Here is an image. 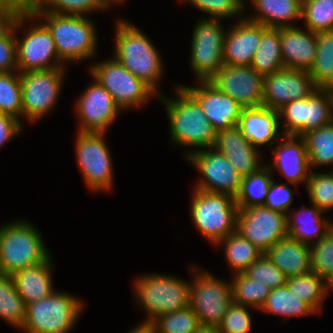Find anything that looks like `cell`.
I'll return each mask as SVG.
<instances>
[{
	"mask_svg": "<svg viewBox=\"0 0 333 333\" xmlns=\"http://www.w3.org/2000/svg\"><path fill=\"white\" fill-rule=\"evenodd\" d=\"M129 333H155V329L152 322L145 321L141 326L133 329V331Z\"/></svg>",
	"mask_w": 333,
	"mask_h": 333,
	"instance_id": "cell-53",
	"label": "cell"
},
{
	"mask_svg": "<svg viewBox=\"0 0 333 333\" xmlns=\"http://www.w3.org/2000/svg\"><path fill=\"white\" fill-rule=\"evenodd\" d=\"M13 72H0V113L18 119L22 115L21 78Z\"/></svg>",
	"mask_w": 333,
	"mask_h": 333,
	"instance_id": "cell-42",
	"label": "cell"
},
{
	"mask_svg": "<svg viewBox=\"0 0 333 333\" xmlns=\"http://www.w3.org/2000/svg\"><path fill=\"white\" fill-rule=\"evenodd\" d=\"M26 316V304L15 288L11 275L0 274V317L22 328Z\"/></svg>",
	"mask_w": 333,
	"mask_h": 333,
	"instance_id": "cell-36",
	"label": "cell"
},
{
	"mask_svg": "<svg viewBox=\"0 0 333 333\" xmlns=\"http://www.w3.org/2000/svg\"><path fill=\"white\" fill-rule=\"evenodd\" d=\"M312 272L328 281L333 276V228L310 248Z\"/></svg>",
	"mask_w": 333,
	"mask_h": 333,
	"instance_id": "cell-43",
	"label": "cell"
},
{
	"mask_svg": "<svg viewBox=\"0 0 333 333\" xmlns=\"http://www.w3.org/2000/svg\"><path fill=\"white\" fill-rule=\"evenodd\" d=\"M209 81L222 93L236 100L243 108L262 106L263 76L250 65L224 64Z\"/></svg>",
	"mask_w": 333,
	"mask_h": 333,
	"instance_id": "cell-16",
	"label": "cell"
},
{
	"mask_svg": "<svg viewBox=\"0 0 333 333\" xmlns=\"http://www.w3.org/2000/svg\"><path fill=\"white\" fill-rule=\"evenodd\" d=\"M22 39L20 42L16 40L17 69L21 70V73L63 68L62 65L50 62L55 57L56 62L61 59L51 33L44 24L35 25Z\"/></svg>",
	"mask_w": 333,
	"mask_h": 333,
	"instance_id": "cell-18",
	"label": "cell"
},
{
	"mask_svg": "<svg viewBox=\"0 0 333 333\" xmlns=\"http://www.w3.org/2000/svg\"><path fill=\"white\" fill-rule=\"evenodd\" d=\"M80 97L76 104L82 122L79 132L105 133L120 110L112 95L95 80Z\"/></svg>",
	"mask_w": 333,
	"mask_h": 333,
	"instance_id": "cell-20",
	"label": "cell"
},
{
	"mask_svg": "<svg viewBox=\"0 0 333 333\" xmlns=\"http://www.w3.org/2000/svg\"><path fill=\"white\" fill-rule=\"evenodd\" d=\"M244 273L251 279L264 283L271 289L285 286L287 282L285 274L265 254L252 263Z\"/></svg>",
	"mask_w": 333,
	"mask_h": 333,
	"instance_id": "cell-46",
	"label": "cell"
},
{
	"mask_svg": "<svg viewBox=\"0 0 333 333\" xmlns=\"http://www.w3.org/2000/svg\"><path fill=\"white\" fill-rule=\"evenodd\" d=\"M80 302L68 294L53 292L26 305L22 328L27 333H67L81 311Z\"/></svg>",
	"mask_w": 333,
	"mask_h": 333,
	"instance_id": "cell-6",
	"label": "cell"
},
{
	"mask_svg": "<svg viewBox=\"0 0 333 333\" xmlns=\"http://www.w3.org/2000/svg\"><path fill=\"white\" fill-rule=\"evenodd\" d=\"M262 37V24L241 20L225 34L223 61L226 65L249 66Z\"/></svg>",
	"mask_w": 333,
	"mask_h": 333,
	"instance_id": "cell-22",
	"label": "cell"
},
{
	"mask_svg": "<svg viewBox=\"0 0 333 333\" xmlns=\"http://www.w3.org/2000/svg\"><path fill=\"white\" fill-rule=\"evenodd\" d=\"M40 234L32 225L18 221L0 228V274L12 275L37 265L49 256Z\"/></svg>",
	"mask_w": 333,
	"mask_h": 333,
	"instance_id": "cell-4",
	"label": "cell"
},
{
	"mask_svg": "<svg viewBox=\"0 0 333 333\" xmlns=\"http://www.w3.org/2000/svg\"><path fill=\"white\" fill-rule=\"evenodd\" d=\"M34 17H46L45 26L55 42L62 60H81L95 53L97 36L92 22L82 15H61L47 11H31Z\"/></svg>",
	"mask_w": 333,
	"mask_h": 333,
	"instance_id": "cell-3",
	"label": "cell"
},
{
	"mask_svg": "<svg viewBox=\"0 0 333 333\" xmlns=\"http://www.w3.org/2000/svg\"><path fill=\"white\" fill-rule=\"evenodd\" d=\"M115 38V59L156 92V79L161 76L162 63L151 41L125 21L118 22Z\"/></svg>",
	"mask_w": 333,
	"mask_h": 333,
	"instance_id": "cell-1",
	"label": "cell"
},
{
	"mask_svg": "<svg viewBox=\"0 0 333 333\" xmlns=\"http://www.w3.org/2000/svg\"><path fill=\"white\" fill-rule=\"evenodd\" d=\"M224 241L227 262L237 273H244L247 268L264 253L235 231L218 243Z\"/></svg>",
	"mask_w": 333,
	"mask_h": 333,
	"instance_id": "cell-34",
	"label": "cell"
},
{
	"mask_svg": "<svg viewBox=\"0 0 333 333\" xmlns=\"http://www.w3.org/2000/svg\"><path fill=\"white\" fill-rule=\"evenodd\" d=\"M45 3L50 7L52 6L53 9L49 7L47 10ZM106 7H108V4L105 0H40L30 11H47L61 15H81L91 10Z\"/></svg>",
	"mask_w": 333,
	"mask_h": 333,
	"instance_id": "cell-44",
	"label": "cell"
},
{
	"mask_svg": "<svg viewBox=\"0 0 333 333\" xmlns=\"http://www.w3.org/2000/svg\"><path fill=\"white\" fill-rule=\"evenodd\" d=\"M310 247L288 235L275 243L265 255L289 278L312 271Z\"/></svg>",
	"mask_w": 333,
	"mask_h": 333,
	"instance_id": "cell-24",
	"label": "cell"
},
{
	"mask_svg": "<svg viewBox=\"0 0 333 333\" xmlns=\"http://www.w3.org/2000/svg\"><path fill=\"white\" fill-rule=\"evenodd\" d=\"M13 10L0 0V28L9 20Z\"/></svg>",
	"mask_w": 333,
	"mask_h": 333,
	"instance_id": "cell-52",
	"label": "cell"
},
{
	"mask_svg": "<svg viewBox=\"0 0 333 333\" xmlns=\"http://www.w3.org/2000/svg\"><path fill=\"white\" fill-rule=\"evenodd\" d=\"M279 111L266 107L243 108L238 127L243 135L256 147L278 139Z\"/></svg>",
	"mask_w": 333,
	"mask_h": 333,
	"instance_id": "cell-25",
	"label": "cell"
},
{
	"mask_svg": "<svg viewBox=\"0 0 333 333\" xmlns=\"http://www.w3.org/2000/svg\"><path fill=\"white\" fill-rule=\"evenodd\" d=\"M287 216L264 206L240 209L236 231L265 254L275 243L288 236Z\"/></svg>",
	"mask_w": 333,
	"mask_h": 333,
	"instance_id": "cell-9",
	"label": "cell"
},
{
	"mask_svg": "<svg viewBox=\"0 0 333 333\" xmlns=\"http://www.w3.org/2000/svg\"><path fill=\"white\" fill-rule=\"evenodd\" d=\"M50 258L45 261L14 272L11 276L15 288L26 305L37 302L55 290L51 284Z\"/></svg>",
	"mask_w": 333,
	"mask_h": 333,
	"instance_id": "cell-27",
	"label": "cell"
},
{
	"mask_svg": "<svg viewBox=\"0 0 333 333\" xmlns=\"http://www.w3.org/2000/svg\"><path fill=\"white\" fill-rule=\"evenodd\" d=\"M105 1H106V2H107V4L109 5V4H110V2H112V1H113V2H114V1H116V2H117V1L119 2V1H120V2H121V1H123V0H112V1H111V0H105Z\"/></svg>",
	"mask_w": 333,
	"mask_h": 333,
	"instance_id": "cell-56",
	"label": "cell"
},
{
	"mask_svg": "<svg viewBox=\"0 0 333 333\" xmlns=\"http://www.w3.org/2000/svg\"><path fill=\"white\" fill-rule=\"evenodd\" d=\"M33 17L30 10H13L9 20L0 28V72H11V69L17 68L16 37L13 32L24 20Z\"/></svg>",
	"mask_w": 333,
	"mask_h": 333,
	"instance_id": "cell-33",
	"label": "cell"
},
{
	"mask_svg": "<svg viewBox=\"0 0 333 333\" xmlns=\"http://www.w3.org/2000/svg\"><path fill=\"white\" fill-rule=\"evenodd\" d=\"M194 193L191 203L192 217L205 237L218 244L236 231L238 206L235 198L198 189Z\"/></svg>",
	"mask_w": 333,
	"mask_h": 333,
	"instance_id": "cell-5",
	"label": "cell"
},
{
	"mask_svg": "<svg viewBox=\"0 0 333 333\" xmlns=\"http://www.w3.org/2000/svg\"><path fill=\"white\" fill-rule=\"evenodd\" d=\"M199 10L212 15V19L230 17L239 14L244 5L239 0H188Z\"/></svg>",
	"mask_w": 333,
	"mask_h": 333,
	"instance_id": "cell-48",
	"label": "cell"
},
{
	"mask_svg": "<svg viewBox=\"0 0 333 333\" xmlns=\"http://www.w3.org/2000/svg\"><path fill=\"white\" fill-rule=\"evenodd\" d=\"M176 90L180 96L178 100L164 99L173 142L212 149L217 132L202 107L183 87L179 86Z\"/></svg>",
	"mask_w": 333,
	"mask_h": 333,
	"instance_id": "cell-2",
	"label": "cell"
},
{
	"mask_svg": "<svg viewBox=\"0 0 333 333\" xmlns=\"http://www.w3.org/2000/svg\"><path fill=\"white\" fill-rule=\"evenodd\" d=\"M312 208L314 209L306 210L305 208L301 207V210L295 214V217L292 216L293 217L292 221L290 220L292 218H290V216H287L288 235L291 238L296 239L308 246H310L308 242L309 239H312L314 235L318 234L319 237H317L318 238L317 240H319L330 229L333 228V224H329L324 219L322 220L321 212L323 211H321L316 205H313ZM303 215H305V217ZM307 215H309V217ZM320 229L324 230L320 231Z\"/></svg>",
	"mask_w": 333,
	"mask_h": 333,
	"instance_id": "cell-30",
	"label": "cell"
},
{
	"mask_svg": "<svg viewBox=\"0 0 333 333\" xmlns=\"http://www.w3.org/2000/svg\"><path fill=\"white\" fill-rule=\"evenodd\" d=\"M309 198L321 211L333 208V175L310 173L306 182Z\"/></svg>",
	"mask_w": 333,
	"mask_h": 333,
	"instance_id": "cell-45",
	"label": "cell"
},
{
	"mask_svg": "<svg viewBox=\"0 0 333 333\" xmlns=\"http://www.w3.org/2000/svg\"><path fill=\"white\" fill-rule=\"evenodd\" d=\"M316 33L333 30V0H302V19Z\"/></svg>",
	"mask_w": 333,
	"mask_h": 333,
	"instance_id": "cell-41",
	"label": "cell"
},
{
	"mask_svg": "<svg viewBox=\"0 0 333 333\" xmlns=\"http://www.w3.org/2000/svg\"><path fill=\"white\" fill-rule=\"evenodd\" d=\"M250 66L262 76L270 75L284 68L280 27L268 28L262 25V37Z\"/></svg>",
	"mask_w": 333,
	"mask_h": 333,
	"instance_id": "cell-29",
	"label": "cell"
},
{
	"mask_svg": "<svg viewBox=\"0 0 333 333\" xmlns=\"http://www.w3.org/2000/svg\"><path fill=\"white\" fill-rule=\"evenodd\" d=\"M91 73L94 80L112 95L120 109L139 106L149 98L150 94L155 93L115 58L92 66Z\"/></svg>",
	"mask_w": 333,
	"mask_h": 333,
	"instance_id": "cell-11",
	"label": "cell"
},
{
	"mask_svg": "<svg viewBox=\"0 0 333 333\" xmlns=\"http://www.w3.org/2000/svg\"><path fill=\"white\" fill-rule=\"evenodd\" d=\"M261 309L286 317L315 312L307 303L291 293L287 285L272 289Z\"/></svg>",
	"mask_w": 333,
	"mask_h": 333,
	"instance_id": "cell-37",
	"label": "cell"
},
{
	"mask_svg": "<svg viewBox=\"0 0 333 333\" xmlns=\"http://www.w3.org/2000/svg\"><path fill=\"white\" fill-rule=\"evenodd\" d=\"M21 130V124L17 118L0 113V146Z\"/></svg>",
	"mask_w": 333,
	"mask_h": 333,
	"instance_id": "cell-50",
	"label": "cell"
},
{
	"mask_svg": "<svg viewBox=\"0 0 333 333\" xmlns=\"http://www.w3.org/2000/svg\"><path fill=\"white\" fill-rule=\"evenodd\" d=\"M325 280L315 272L287 278L286 285L291 293L307 303L315 312L319 311L320 304L328 291Z\"/></svg>",
	"mask_w": 333,
	"mask_h": 333,
	"instance_id": "cell-35",
	"label": "cell"
},
{
	"mask_svg": "<svg viewBox=\"0 0 333 333\" xmlns=\"http://www.w3.org/2000/svg\"><path fill=\"white\" fill-rule=\"evenodd\" d=\"M233 302L261 308L271 292V288L258 280L251 279L245 273L235 274L231 284Z\"/></svg>",
	"mask_w": 333,
	"mask_h": 333,
	"instance_id": "cell-39",
	"label": "cell"
},
{
	"mask_svg": "<svg viewBox=\"0 0 333 333\" xmlns=\"http://www.w3.org/2000/svg\"><path fill=\"white\" fill-rule=\"evenodd\" d=\"M135 290L152 322L165 313L189 307L190 285L166 275L143 276L135 283Z\"/></svg>",
	"mask_w": 333,
	"mask_h": 333,
	"instance_id": "cell-8",
	"label": "cell"
},
{
	"mask_svg": "<svg viewBox=\"0 0 333 333\" xmlns=\"http://www.w3.org/2000/svg\"><path fill=\"white\" fill-rule=\"evenodd\" d=\"M286 142L277 147L274 165L285 175L288 182L297 184L299 181L309 180L310 174L307 170L310 168L309 157L307 153L306 143L303 137L299 138L300 143L294 135H285Z\"/></svg>",
	"mask_w": 333,
	"mask_h": 333,
	"instance_id": "cell-26",
	"label": "cell"
},
{
	"mask_svg": "<svg viewBox=\"0 0 333 333\" xmlns=\"http://www.w3.org/2000/svg\"><path fill=\"white\" fill-rule=\"evenodd\" d=\"M63 68L20 73L22 114L31 121L41 119L55 104L62 83Z\"/></svg>",
	"mask_w": 333,
	"mask_h": 333,
	"instance_id": "cell-12",
	"label": "cell"
},
{
	"mask_svg": "<svg viewBox=\"0 0 333 333\" xmlns=\"http://www.w3.org/2000/svg\"><path fill=\"white\" fill-rule=\"evenodd\" d=\"M202 87H183L202 107L216 132L238 126L243 107L222 93L210 81H200Z\"/></svg>",
	"mask_w": 333,
	"mask_h": 333,
	"instance_id": "cell-19",
	"label": "cell"
},
{
	"mask_svg": "<svg viewBox=\"0 0 333 333\" xmlns=\"http://www.w3.org/2000/svg\"><path fill=\"white\" fill-rule=\"evenodd\" d=\"M194 282L190 285L189 306L201 325L219 326L233 302L231 284L209 273L198 274Z\"/></svg>",
	"mask_w": 333,
	"mask_h": 333,
	"instance_id": "cell-10",
	"label": "cell"
},
{
	"mask_svg": "<svg viewBox=\"0 0 333 333\" xmlns=\"http://www.w3.org/2000/svg\"><path fill=\"white\" fill-rule=\"evenodd\" d=\"M12 10H30L35 7L40 0H1Z\"/></svg>",
	"mask_w": 333,
	"mask_h": 333,
	"instance_id": "cell-51",
	"label": "cell"
},
{
	"mask_svg": "<svg viewBox=\"0 0 333 333\" xmlns=\"http://www.w3.org/2000/svg\"><path fill=\"white\" fill-rule=\"evenodd\" d=\"M187 156L207 179L200 180L196 189L237 197L242 177L223 154L214 149L213 152L204 150Z\"/></svg>",
	"mask_w": 333,
	"mask_h": 333,
	"instance_id": "cell-17",
	"label": "cell"
},
{
	"mask_svg": "<svg viewBox=\"0 0 333 333\" xmlns=\"http://www.w3.org/2000/svg\"><path fill=\"white\" fill-rule=\"evenodd\" d=\"M332 109L333 89L317 88L310 96L291 101L278 110L279 116L285 118L286 128L281 134L299 138L308 131L328 125L333 121Z\"/></svg>",
	"mask_w": 333,
	"mask_h": 333,
	"instance_id": "cell-7",
	"label": "cell"
},
{
	"mask_svg": "<svg viewBox=\"0 0 333 333\" xmlns=\"http://www.w3.org/2000/svg\"><path fill=\"white\" fill-rule=\"evenodd\" d=\"M292 199V192L286 185L275 184L272 180L263 206L272 211L286 214Z\"/></svg>",
	"mask_w": 333,
	"mask_h": 333,
	"instance_id": "cell-49",
	"label": "cell"
},
{
	"mask_svg": "<svg viewBox=\"0 0 333 333\" xmlns=\"http://www.w3.org/2000/svg\"><path fill=\"white\" fill-rule=\"evenodd\" d=\"M155 333H195L201 325L192 308L165 313L152 321Z\"/></svg>",
	"mask_w": 333,
	"mask_h": 333,
	"instance_id": "cell-40",
	"label": "cell"
},
{
	"mask_svg": "<svg viewBox=\"0 0 333 333\" xmlns=\"http://www.w3.org/2000/svg\"><path fill=\"white\" fill-rule=\"evenodd\" d=\"M281 54L284 68L309 71L317 52L315 33L294 26L280 27Z\"/></svg>",
	"mask_w": 333,
	"mask_h": 333,
	"instance_id": "cell-23",
	"label": "cell"
},
{
	"mask_svg": "<svg viewBox=\"0 0 333 333\" xmlns=\"http://www.w3.org/2000/svg\"><path fill=\"white\" fill-rule=\"evenodd\" d=\"M302 137L306 143L310 166L333 163V121L308 131Z\"/></svg>",
	"mask_w": 333,
	"mask_h": 333,
	"instance_id": "cell-38",
	"label": "cell"
},
{
	"mask_svg": "<svg viewBox=\"0 0 333 333\" xmlns=\"http://www.w3.org/2000/svg\"><path fill=\"white\" fill-rule=\"evenodd\" d=\"M104 133L78 132L77 159L84 179L92 190H109L112 186L110 153L102 137Z\"/></svg>",
	"mask_w": 333,
	"mask_h": 333,
	"instance_id": "cell-14",
	"label": "cell"
},
{
	"mask_svg": "<svg viewBox=\"0 0 333 333\" xmlns=\"http://www.w3.org/2000/svg\"><path fill=\"white\" fill-rule=\"evenodd\" d=\"M217 19H204L195 27L191 65L199 81H209L224 65L225 32Z\"/></svg>",
	"mask_w": 333,
	"mask_h": 333,
	"instance_id": "cell-13",
	"label": "cell"
},
{
	"mask_svg": "<svg viewBox=\"0 0 333 333\" xmlns=\"http://www.w3.org/2000/svg\"><path fill=\"white\" fill-rule=\"evenodd\" d=\"M250 317L244 305L232 302L219 325V330L221 333H248L251 328Z\"/></svg>",
	"mask_w": 333,
	"mask_h": 333,
	"instance_id": "cell-47",
	"label": "cell"
},
{
	"mask_svg": "<svg viewBox=\"0 0 333 333\" xmlns=\"http://www.w3.org/2000/svg\"><path fill=\"white\" fill-rule=\"evenodd\" d=\"M317 88L308 71L283 68L263 76L262 106L279 110L291 101L310 96Z\"/></svg>",
	"mask_w": 333,
	"mask_h": 333,
	"instance_id": "cell-15",
	"label": "cell"
},
{
	"mask_svg": "<svg viewBox=\"0 0 333 333\" xmlns=\"http://www.w3.org/2000/svg\"><path fill=\"white\" fill-rule=\"evenodd\" d=\"M327 284V289H333V276L326 282ZM329 284V285H328Z\"/></svg>",
	"mask_w": 333,
	"mask_h": 333,
	"instance_id": "cell-55",
	"label": "cell"
},
{
	"mask_svg": "<svg viewBox=\"0 0 333 333\" xmlns=\"http://www.w3.org/2000/svg\"><path fill=\"white\" fill-rule=\"evenodd\" d=\"M212 149L223 154L241 177L255 173L261 168L258 164V151L238 126L217 132Z\"/></svg>",
	"mask_w": 333,
	"mask_h": 333,
	"instance_id": "cell-21",
	"label": "cell"
},
{
	"mask_svg": "<svg viewBox=\"0 0 333 333\" xmlns=\"http://www.w3.org/2000/svg\"><path fill=\"white\" fill-rule=\"evenodd\" d=\"M266 167L263 166L255 173L242 177L240 190L235 198L238 210L264 205L269 186L272 182V179L269 177L270 171H272L271 167Z\"/></svg>",
	"mask_w": 333,
	"mask_h": 333,
	"instance_id": "cell-32",
	"label": "cell"
},
{
	"mask_svg": "<svg viewBox=\"0 0 333 333\" xmlns=\"http://www.w3.org/2000/svg\"><path fill=\"white\" fill-rule=\"evenodd\" d=\"M317 52L309 75L318 88L333 89V30L315 33Z\"/></svg>",
	"mask_w": 333,
	"mask_h": 333,
	"instance_id": "cell-31",
	"label": "cell"
},
{
	"mask_svg": "<svg viewBox=\"0 0 333 333\" xmlns=\"http://www.w3.org/2000/svg\"><path fill=\"white\" fill-rule=\"evenodd\" d=\"M195 333H221L219 326L200 325Z\"/></svg>",
	"mask_w": 333,
	"mask_h": 333,
	"instance_id": "cell-54",
	"label": "cell"
},
{
	"mask_svg": "<svg viewBox=\"0 0 333 333\" xmlns=\"http://www.w3.org/2000/svg\"><path fill=\"white\" fill-rule=\"evenodd\" d=\"M252 3L260 16L249 20L268 28L291 27L288 21L302 18V0H252Z\"/></svg>",
	"mask_w": 333,
	"mask_h": 333,
	"instance_id": "cell-28",
	"label": "cell"
}]
</instances>
